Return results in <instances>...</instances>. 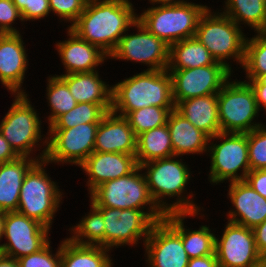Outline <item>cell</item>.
I'll return each instance as SVG.
<instances>
[{"mask_svg":"<svg viewBox=\"0 0 266 267\" xmlns=\"http://www.w3.org/2000/svg\"><path fill=\"white\" fill-rule=\"evenodd\" d=\"M64 29L67 38L54 43V48L65 69L60 75L97 71L108 61L109 56L98 46L83 40L70 28Z\"/></svg>","mask_w":266,"mask_h":267,"instance_id":"d6986e66","label":"cell"},{"mask_svg":"<svg viewBox=\"0 0 266 267\" xmlns=\"http://www.w3.org/2000/svg\"><path fill=\"white\" fill-rule=\"evenodd\" d=\"M211 8L209 6L200 17L194 37L208 49L215 61L235 73L232 66L236 63V68L241 70L249 35L219 8Z\"/></svg>","mask_w":266,"mask_h":267,"instance_id":"5b68a950","label":"cell"},{"mask_svg":"<svg viewBox=\"0 0 266 267\" xmlns=\"http://www.w3.org/2000/svg\"><path fill=\"white\" fill-rule=\"evenodd\" d=\"M99 123L72 128H48L45 160L52 165L79 167L93 152Z\"/></svg>","mask_w":266,"mask_h":267,"instance_id":"7c38bea8","label":"cell"},{"mask_svg":"<svg viewBox=\"0 0 266 267\" xmlns=\"http://www.w3.org/2000/svg\"><path fill=\"white\" fill-rule=\"evenodd\" d=\"M18 157L19 155L14 151L0 132V164L15 160Z\"/></svg>","mask_w":266,"mask_h":267,"instance_id":"ee69618b","label":"cell"},{"mask_svg":"<svg viewBox=\"0 0 266 267\" xmlns=\"http://www.w3.org/2000/svg\"><path fill=\"white\" fill-rule=\"evenodd\" d=\"M132 2L88 0L84 11L70 29L110 56L120 38L138 20L137 9Z\"/></svg>","mask_w":266,"mask_h":267,"instance_id":"7a4b0ae2","label":"cell"},{"mask_svg":"<svg viewBox=\"0 0 266 267\" xmlns=\"http://www.w3.org/2000/svg\"><path fill=\"white\" fill-rule=\"evenodd\" d=\"M147 1H148L147 4H150L152 6H169V5L182 4L190 0H147Z\"/></svg>","mask_w":266,"mask_h":267,"instance_id":"7dc6e473","label":"cell"},{"mask_svg":"<svg viewBox=\"0 0 266 267\" xmlns=\"http://www.w3.org/2000/svg\"><path fill=\"white\" fill-rule=\"evenodd\" d=\"M88 0H49L51 16H57L59 23H68L70 28L84 11Z\"/></svg>","mask_w":266,"mask_h":267,"instance_id":"f35d334b","label":"cell"},{"mask_svg":"<svg viewBox=\"0 0 266 267\" xmlns=\"http://www.w3.org/2000/svg\"><path fill=\"white\" fill-rule=\"evenodd\" d=\"M148 106L175 108L172 77L168 70L134 72L112 84L111 111L125 117L129 112Z\"/></svg>","mask_w":266,"mask_h":267,"instance_id":"3957f363","label":"cell"},{"mask_svg":"<svg viewBox=\"0 0 266 267\" xmlns=\"http://www.w3.org/2000/svg\"><path fill=\"white\" fill-rule=\"evenodd\" d=\"M187 267H218L216 255L189 259Z\"/></svg>","mask_w":266,"mask_h":267,"instance_id":"f6af8a7d","label":"cell"},{"mask_svg":"<svg viewBox=\"0 0 266 267\" xmlns=\"http://www.w3.org/2000/svg\"><path fill=\"white\" fill-rule=\"evenodd\" d=\"M138 167L135 155L94 151L79 168L86 175L88 195L104 182L126 176Z\"/></svg>","mask_w":266,"mask_h":267,"instance_id":"ffe728a7","label":"cell"},{"mask_svg":"<svg viewBox=\"0 0 266 267\" xmlns=\"http://www.w3.org/2000/svg\"><path fill=\"white\" fill-rule=\"evenodd\" d=\"M5 212L0 211V249L3 242V228H4Z\"/></svg>","mask_w":266,"mask_h":267,"instance_id":"f907efd6","label":"cell"},{"mask_svg":"<svg viewBox=\"0 0 266 267\" xmlns=\"http://www.w3.org/2000/svg\"><path fill=\"white\" fill-rule=\"evenodd\" d=\"M175 109L210 138L221 132L217 94L180 101Z\"/></svg>","mask_w":266,"mask_h":267,"instance_id":"4316f807","label":"cell"},{"mask_svg":"<svg viewBox=\"0 0 266 267\" xmlns=\"http://www.w3.org/2000/svg\"><path fill=\"white\" fill-rule=\"evenodd\" d=\"M236 75L232 76L217 94L218 117L221 132L249 133L265 124L259 120L258 108L253 88ZM260 121V122H259Z\"/></svg>","mask_w":266,"mask_h":267,"instance_id":"ba28073f","label":"cell"},{"mask_svg":"<svg viewBox=\"0 0 266 267\" xmlns=\"http://www.w3.org/2000/svg\"><path fill=\"white\" fill-rule=\"evenodd\" d=\"M227 199L231 202L225 220L254 228L266 219V199L245 180L228 183Z\"/></svg>","mask_w":266,"mask_h":267,"instance_id":"44dd1931","label":"cell"},{"mask_svg":"<svg viewBox=\"0 0 266 267\" xmlns=\"http://www.w3.org/2000/svg\"><path fill=\"white\" fill-rule=\"evenodd\" d=\"M51 240L39 251L23 256L18 260L20 267H61V240L56 250ZM55 251V252H54Z\"/></svg>","mask_w":266,"mask_h":267,"instance_id":"74e56055","label":"cell"},{"mask_svg":"<svg viewBox=\"0 0 266 267\" xmlns=\"http://www.w3.org/2000/svg\"><path fill=\"white\" fill-rule=\"evenodd\" d=\"M220 11L230 17L242 29L249 32L266 31V0H224ZM223 7V8H222Z\"/></svg>","mask_w":266,"mask_h":267,"instance_id":"f1b7e54d","label":"cell"},{"mask_svg":"<svg viewBox=\"0 0 266 267\" xmlns=\"http://www.w3.org/2000/svg\"><path fill=\"white\" fill-rule=\"evenodd\" d=\"M205 211V214H204ZM206 215V216H205ZM200 216V217H199ZM209 214L206 209L196 213H171L165 215L164 220L181 236L183 247L190 259L215 255V233L217 228H210L209 225L201 224L195 229L189 228L185 222L188 218L209 221ZM217 232H216V231Z\"/></svg>","mask_w":266,"mask_h":267,"instance_id":"7402d4cb","label":"cell"},{"mask_svg":"<svg viewBox=\"0 0 266 267\" xmlns=\"http://www.w3.org/2000/svg\"><path fill=\"white\" fill-rule=\"evenodd\" d=\"M253 34L246 39L245 58L241 68V73L245 75L243 80L257 79L266 74V31Z\"/></svg>","mask_w":266,"mask_h":267,"instance_id":"836d02e7","label":"cell"},{"mask_svg":"<svg viewBox=\"0 0 266 267\" xmlns=\"http://www.w3.org/2000/svg\"><path fill=\"white\" fill-rule=\"evenodd\" d=\"M19 20V21H18ZM16 21L21 22V27L17 28L18 24ZM24 23L18 8L14 5L12 0H0V34L6 33H25L24 32ZM22 31V32H21Z\"/></svg>","mask_w":266,"mask_h":267,"instance_id":"60d3db41","label":"cell"},{"mask_svg":"<svg viewBox=\"0 0 266 267\" xmlns=\"http://www.w3.org/2000/svg\"><path fill=\"white\" fill-rule=\"evenodd\" d=\"M217 61L195 37L178 41L169 46L167 69H190L213 65Z\"/></svg>","mask_w":266,"mask_h":267,"instance_id":"f546056e","label":"cell"},{"mask_svg":"<svg viewBox=\"0 0 266 267\" xmlns=\"http://www.w3.org/2000/svg\"><path fill=\"white\" fill-rule=\"evenodd\" d=\"M257 251L266 259V219L253 228Z\"/></svg>","mask_w":266,"mask_h":267,"instance_id":"7bdbcfd3","label":"cell"},{"mask_svg":"<svg viewBox=\"0 0 266 267\" xmlns=\"http://www.w3.org/2000/svg\"><path fill=\"white\" fill-rule=\"evenodd\" d=\"M174 109L148 106L129 112L125 118L137 137L148 130L167 124L169 113Z\"/></svg>","mask_w":266,"mask_h":267,"instance_id":"d590c367","label":"cell"},{"mask_svg":"<svg viewBox=\"0 0 266 267\" xmlns=\"http://www.w3.org/2000/svg\"><path fill=\"white\" fill-rule=\"evenodd\" d=\"M254 267H266V259H264L260 264L254 266Z\"/></svg>","mask_w":266,"mask_h":267,"instance_id":"816d5d0a","label":"cell"},{"mask_svg":"<svg viewBox=\"0 0 266 267\" xmlns=\"http://www.w3.org/2000/svg\"><path fill=\"white\" fill-rule=\"evenodd\" d=\"M0 267H20L18 260L0 254Z\"/></svg>","mask_w":266,"mask_h":267,"instance_id":"c3c4849f","label":"cell"},{"mask_svg":"<svg viewBox=\"0 0 266 267\" xmlns=\"http://www.w3.org/2000/svg\"><path fill=\"white\" fill-rule=\"evenodd\" d=\"M255 93L256 102L261 112L266 115V85H250Z\"/></svg>","mask_w":266,"mask_h":267,"instance_id":"bcb514c9","label":"cell"},{"mask_svg":"<svg viewBox=\"0 0 266 267\" xmlns=\"http://www.w3.org/2000/svg\"><path fill=\"white\" fill-rule=\"evenodd\" d=\"M20 11L24 26L27 22L45 20L51 14L49 0H12ZM40 19V20H39ZM26 22V23H25Z\"/></svg>","mask_w":266,"mask_h":267,"instance_id":"ab89813d","label":"cell"},{"mask_svg":"<svg viewBox=\"0 0 266 267\" xmlns=\"http://www.w3.org/2000/svg\"><path fill=\"white\" fill-rule=\"evenodd\" d=\"M38 221L17 212H5L0 254L19 259L41 250L50 240L51 231ZM50 236V237H49Z\"/></svg>","mask_w":266,"mask_h":267,"instance_id":"5bb4252c","label":"cell"},{"mask_svg":"<svg viewBox=\"0 0 266 267\" xmlns=\"http://www.w3.org/2000/svg\"><path fill=\"white\" fill-rule=\"evenodd\" d=\"M173 155L174 151L167 124L137 136L135 156L138 166Z\"/></svg>","mask_w":266,"mask_h":267,"instance_id":"4dcf8cb0","label":"cell"},{"mask_svg":"<svg viewBox=\"0 0 266 267\" xmlns=\"http://www.w3.org/2000/svg\"><path fill=\"white\" fill-rule=\"evenodd\" d=\"M209 184L243 181L250 171L248 159V133L220 132L209 140L207 158ZM226 181V182H225Z\"/></svg>","mask_w":266,"mask_h":267,"instance_id":"9c48e42d","label":"cell"},{"mask_svg":"<svg viewBox=\"0 0 266 267\" xmlns=\"http://www.w3.org/2000/svg\"><path fill=\"white\" fill-rule=\"evenodd\" d=\"M208 7L191 1L169 6L148 5L138 12V21L170 46L195 36L199 19Z\"/></svg>","mask_w":266,"mask_h":267,"instance_id":"52a82bcc","label":"cell"},{"mask_svg":"<svg viewBox=\"0 0 266 267\" xmlns=\"http://www.w3.org/2000/svg\"><path fill=\"white\" fill-rule=\"evenodd\" d=\"M100 71L60 76L77 103L112 104V84L103 80Z\"/></svg>","mask_w":266,"mask_h":267,"instance_id":"d4e9b609","label":"cell"},{"mask_svg":"<svg viewBox=\"0 0 266 267\" xmlns=\"http://www.w3.org/2000/svg\"><path fill=\"white\" fill-rule=\"evenodd\" d=\"M136 139L128 120L109 111L99 123L94 151L136 155Z\"/></svg>","mask_w":266,"mask_h":267,"instance_id":"603a6c76","label":"cell"},{"mask_svg":"<svg viewBox=\"0 0 266 267\" xmlns=\"http://www.w3.org/2000/svg\"><path fill=\"white\" fill-rule=\"evenodd\" d=\"M130 29H134L133 33ZM109 60L131 62L146 66V70H167L169 46L150 33L138 20L120 38Z\"/></svg>","mask_w":266,"mask_h":267,"instance_id":"4fadbf2b","label":"cell"},{"mask_svg":"<svg viewBox=\"0 0 266 267\" xmlns=\"http://www.w3.org/2000/svg\"><path fill=\"white\" fill-rule=\"evenodd\" d=\"M46 78V94L44 95L50 111L44 121L48 128L60 115L73 109L77 101L70 93L66 82L58 74H50Z\"/></svg>","mask_w":266,"mask_h":267,"instance_id":"d6a6232c","label":"cell"},{"mask_svg":"<svg viewBox=\"0 0 266 267\" xmlns=\"http://www.w3.org/2000/svg\"><path fill=\"white\" fill-rule=\"evenodd\" d=\"M87 196L95 207L161 211L149 193L140 166L126 176L104 182Z\"/></svg>","mask_w":266,"mask_h":267,"instance_id":"8fae6325","label":"cell"},{"mask_svg":"<svg viewBox=\"0 0 266 267\" xmlns=\"http://www.w3.org/2000/svg\"><path fill=\"white\" fill-rule=\"evenodd\" d=\"M167 125L174 155L182 157L192 155L193 158L195 154L207 156L210 137L197 129L176 109L169 113Z\"/></svg>","mask_w":266,"mask_h":267,"instance_id":"cb8c5ba5","label":"cell"},{"mask_svg":"<svg viewBox=\"0 0 266 267\" xmlns=\"http://www.w3.org/2000/svg\"><path fill=\"white\" fill-rule=\"evenodd\" d=\"M37 161L31 157L19 156L0 164V211H17L24 177Z\"/></svg>","mask_w":266,"mask_h":267,"instance_id":"484cf974","label":"cell"},{"mask_svg":"<svg viewBox=\"0 0 266 267\" xmlns=\"http://www.w3.org/2000/svg\"><path fill=\"white\" fill-rule=\"evenodd\" d=\"M112 104L77 103V105L60 115L48 128H72L83 123H100L111 111Z\"/></svg>","mask_w":266,"mask_h":267,"instance_id":"e575fe53","label":"cell"},{"mask_svg":"<svg viewBox=\"0 0 266 267\" xmlns=\"http://www.w3.org/2000/svg\"><path fill=\"white\" fill-rule=\"evenodd\" d=\"M250 85H266V74L260 75L257 79L244 80Z\"/></svg>","mask_w":266,"mask_h":267,"instance_id":"681fc988","label":"cell"},{"mask_svg":"<svg viewBox=\"0 0 266 267\" xmlns=\"http://www.w3.org/2000/svg\"><path fill=\"white\" fill-rule=\"evenodd\" d=\"M113 252L101 246L80 245L61 240V267H115Z\"/></svg>","mask_w":266,"mask_h":267,"instance_id":"83f0119b","label":"cell"},{"mask_svg":"<svg viewBox=\"0 0 266 267\" xmlns=\"http://www.w3.org/2000/svg\"><path fill=\"white\" fill-rule=\"evenodd\" d=\"M245 181L266 199V169L249 171Z\"/></svg>","mask_w":266,"mask_h":267,"instance_id":"b9f144b4","label":"cell"},{"mask_svg":"<svg viewBox=\"0 0 266 267\" xmlns=\"http://www.w3.org/2000/svg\"><path fill=\"white\" fill-rule=\"evenodd\" d=\"M49 165L44 159L28 170L20 189L17 212L51 229L66 193L59 182L51 178L46 169Z\"/></svg>","mask_w":266,"mask_h":267,"instance_id":"8992f818","label":"cell"},{"mask_svg":"<svg viewBox=\"0 0 266 267\" xmlns=\"http://www.w3.org/2000/svg\"><path fill=\"white\" fill-rule=\"evenodd\" d=\"M89 212L81 216L76 225L68 228L69 238L72 242L80 245L101 246L105 248V225L102 213L89 202Z\"/></svg>","mask_w":266,"mask_h":267,"instance_id":"1f68e13d","label":"cell"},{"mask_svg":"<svg viewBox=\"0 0 266 267\" xmlns=\"http://www.w3.org/2000/svg\"><path fill=\"white\" fill-rule=\"evenodd\" d=\"M142 247L147 267H187L189 263L181 236L164 219L153 225Z\"/></svg>","mask_w":266,"mask_h":267,"instance_id":"e0dca14e","label":"cell"},{"mask_svg":"<svg viewBox=\"0 0 266 267\" xmlns=\"http://www.w3.org/2000/svg\"><path fill=\"white\" fill-rule=\"evenodd\" d=\"M225 223L221 235H215L218 267H254L260 264L264 258L257 251L253 229L231 221Z\"/></svg>","mask_w":266,"mask_h":267,"instance_id":"2e32d148","label":"cell"},{"mask_svg":"<svg viewBox=\"0 0 266 267\" xmlns=\"http://www.w3.org/2000/svg\"><path fill=\"white\" fill-rule=\"evenodd\" d=\"M12 96L14 98L11 100V106L0 121V132L19 156L44 160L48 132L43 131L42 124H45V121L39 116L41 113L39 114L31 102L29 93L11 94L10 97ZM37 151L39 153H36Z\"/></svg>","mask_w":266,"mask_h":267,"instance_id":"277c9868","label":"cell"},{"mask_svg":"<svg viewBox=\"0 0 266 267\" xmlns=\"http://www.w3.org/2000/svg\"><path fill=\"white\" fill-rule=\"evenodd\" d=\"M182 156L156 159L140 165L149 193L157 207L165 214L196 213L204 210L195 200L196 191L189 189L194 176ZM191 190V192H190ZM195 193V194H194ZM172 199V200H170Z\"/></svg>","mask_w":266,"mask_h":267,"instance_id":"6da1fadb","label":"cell"},{"mask_svg":"<svg viewBox=\"0 0 266 267\" xmlns=\"http://www.w3.org/2000/svg\"><path fill=\"white\" fill-rule=\"evenodd\" d=\"M250 171L266 169V122L248 133Z\"/></svg>","mask_w":266,"mask_h":267,"instance_id":"8d00e7d4","label":"cell"},{"mask_svg":"<svg viewBox=\"0 0 266 267\" xmlns=\"http://www.w3.org/2000/svg\"><path fill=\"white\" fill-rule=\"evenodd\" d=\"M172 77L175 106L183 100L218 94L233 72L223 63L190 69H167Z\"/></svg>","mask_w":266,"mask_h":267,"instance_id":"9a60e30c","label":"cell"},{"mask_svg":"<svg viewBox=\"0 0 266 267\" xmlns=\"http://www.w3.org/2000/svg\"><path fill=\"white\" fill-rule=\"evenodd\" d=\"M103 216L105 225V248L144 246L153 225L165 218L162 211L96 207Z\"/></svg>","mask_w":266,"mask_h":267,"instance_id":"30bf717a","label":"cell"},{"mask_svg":"<svg viewBox=\"0 0 266 267\" xmlns=\"http://www.w3.org/2000/svg\"><path fill=\"white\" fill-rule=\"evenodd\" d=\"M23 34H0V83L10 95L28 94L24 81L29 69V53Z\"/></svg>","mask_w":266,"mask_h":267,"instance_id":"ac0fdd59","label":"cell"}]
</instances>
